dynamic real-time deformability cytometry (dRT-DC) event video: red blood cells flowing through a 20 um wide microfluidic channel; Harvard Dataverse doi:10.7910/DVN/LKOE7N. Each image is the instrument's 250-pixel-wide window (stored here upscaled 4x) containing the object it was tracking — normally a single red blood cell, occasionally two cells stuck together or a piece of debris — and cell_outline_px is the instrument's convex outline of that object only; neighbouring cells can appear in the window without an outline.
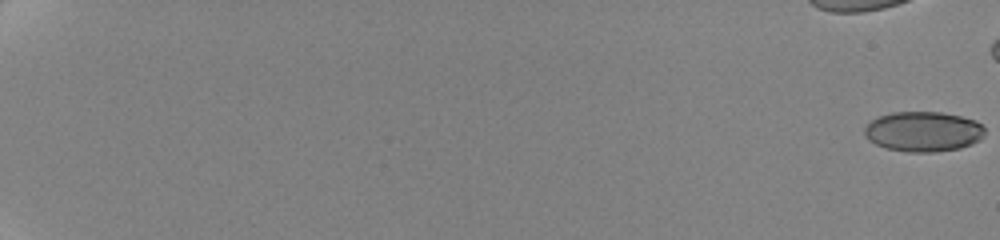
{"species": "human", "species_latin": "Homo sapiens", "temperature_condition": "cold", "stored_images_in_passage": 38, "camera_frame_rate_fps": 3000, "um_per_image_px": 0.085, "donor": {"sex": "female"}, "frame": {"image": 1, "passage_image": 1, "time_ms": 0.0, "image_size_px": [1000, 240], "cell_outline_px": [[984, 136], [980, 140], [972, 144], [960, 148], [936, 152], [908, 152], [888, 148], [876, 144], [868, 140], [864, 136], [864, 128], [872, 120], [880, 116], [892, 112], [940, 112], [960, 116], [976, 120], [984, 128]], "centroid_in_image_um": [78.49, 11.18], "position_along_channel_um": 6.5, "area_um2": 28.15}}
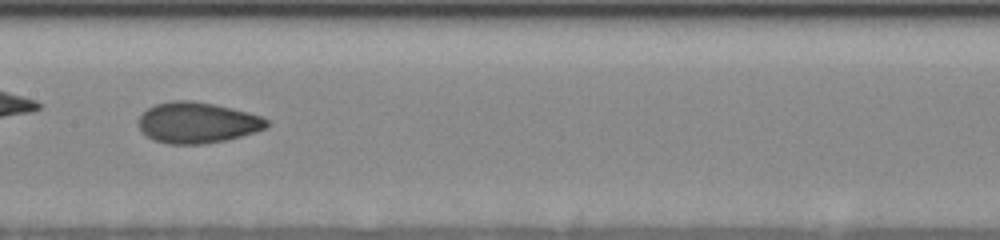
{"frame": {"image": 2, "passage_image": 26, "time_ms": 12.0, "image_size_px": [1000, 240], "cell_outline_px": [[268, 124], [264, 128], [256, 132], [224, 140], [204, 144], [168, 144], [156, 140], [148, 136], [140, 128], [140, 116], [148, 108], [156, 104], [172, 100], [192, 100], [232, 108], [248, 112], [260, 116], [268, 120]], "centroid_in_image_um": [16.78, 10.42], "position_along_channel_um": 190.6, "area_um2": 30.17}}
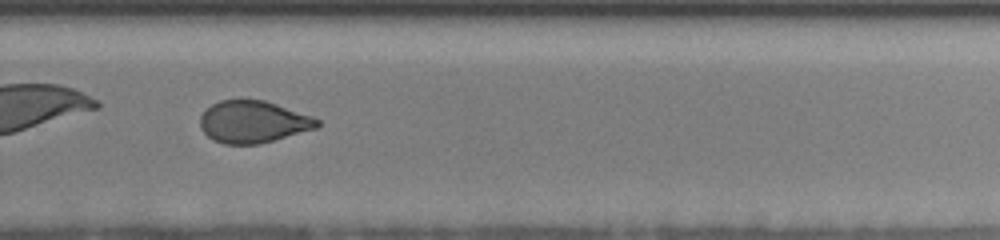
{"frame": {"image": 3, "passage_image": 32, "time_ms": 15.333, "image_size_px": [1000, 240], "cell_outline_px": [[320, 124], [316, 128], [260, 144], [224, 144], [212, 140], [200, 128], [200, 116], [212, 104], [220, 100], [264, 100], [312, 116], [320, 120]], "centroid_in_image_um": [21.5, 10.36], "position_along_channel_um": 308.3, "area_um2": 28.55}}